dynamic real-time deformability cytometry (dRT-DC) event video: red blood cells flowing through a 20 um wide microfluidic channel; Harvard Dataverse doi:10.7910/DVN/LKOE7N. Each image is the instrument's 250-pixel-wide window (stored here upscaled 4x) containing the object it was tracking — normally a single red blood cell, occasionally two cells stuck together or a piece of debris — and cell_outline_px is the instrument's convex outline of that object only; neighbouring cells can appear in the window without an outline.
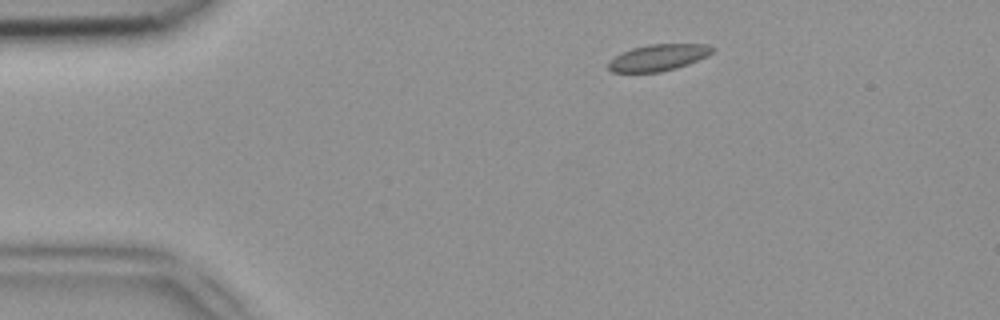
{"species": "common noctule bat (a hibernating species)", "species_latin": "Nyctalus noctula", "temperature_condition": "room temperature", "stored_images_in_passage": 43, "camera_frame_rate_fps": 3000, "um_per_image_px": 0.085, "animal": {"sex": "female", "body_mass_g": 18.4}, "frame": {"image": 1, "passage_image": 1, "time_ms": 0.0, "image_size_px": [1000, 320], "cell_outline_px": [[716, 48], [712, 52], [688, 64], [676, 68], [660, 72], [612, 72], [608, 68], [608, 64], [616, 56], [632, 48], [648, 44], [708, 44]], "centroid_in_image_um": [55.97, 4.88], "position_along_channel_um": 29.0, "area_um2": 15.78}}
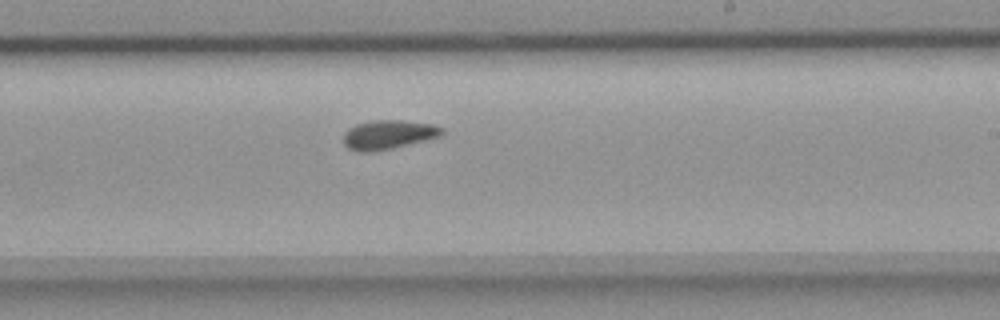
{"frame": {"image": 2, "passage_image": 22, "time_ms": 7.0, "image_size_px": [1000, 320], "cell_outline_px": [[444, 132], [440, 136], [392, 148], [368, 152], [360, 152], [348, 148], [344, 144], [344, 132], [348, 128], [356, 124], [372, 120], [404, 120], [432, 124], [444, 128]], "centroid_in_image_um": [32.99, 11.43], "position_along_channel_um": 256.0, "area_um2": 16.65}}
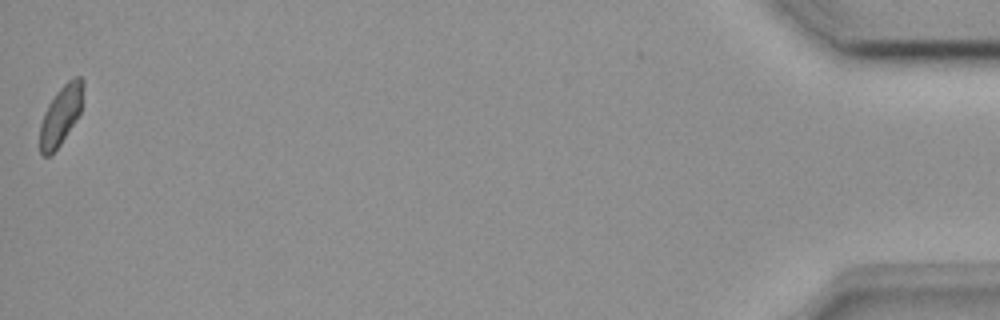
{"frame": {"image": 3, "passage_image": 42, "time_ms": 13.667, "image_size_px": [1000, 320], "cell_outline_px": [[84, 84], [80, 112], [76, 120], [60, 144], [48, 156], [44, 156], [40, 152], [40, 124], [44, 112], [48, 104], [56, 92], [72, 76], [80, 76], [84, 80]], "centroid_in_image_um": [5.18, 9.74], "position_along_channel_um": 430.0, "area_um2": 14.85}}